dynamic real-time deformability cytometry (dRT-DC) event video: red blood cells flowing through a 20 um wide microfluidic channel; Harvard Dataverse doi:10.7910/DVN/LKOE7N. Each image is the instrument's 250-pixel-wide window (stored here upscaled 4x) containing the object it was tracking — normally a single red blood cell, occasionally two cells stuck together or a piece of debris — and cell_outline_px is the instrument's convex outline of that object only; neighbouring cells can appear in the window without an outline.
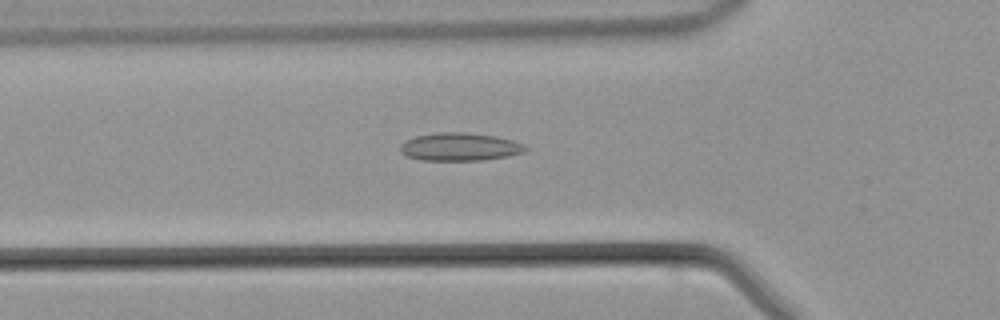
{"species": "common noctule bat (a hibernating species)", "species_latin": "Nyctalus noctula", "temperature_condition": "warm", "stored_images_in_passage": 44, "camera_frame_rate_fps": 3000, "um_per_image_px": 0.085, "animal": {"sex": "male", "body_mass_g": 21.5, "forearm_length_mm": 52.0}, "frame": {"image": 1, "passage_image": 14, "time_ms": 4.333, "image_size_px": [1000, 320], "cell_outline_px": [[528, 148], [524, 152], [508, 156], [484, 160], [420, 160], [408, 156], [400, 152], [400, 144], [404, 140], [416, 136], [440, 132], [464, 132], [496, 136], [512, 140], [524, 144]], "centroid_in_image_um": [39.08, 12.48], "position_along_channel_um": 86.7, "area_um2": 20.46}}
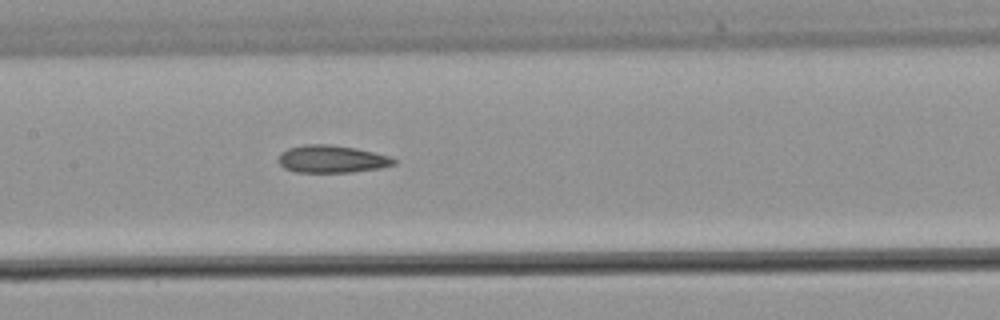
{"frame": {"image": 2, "passage_image": 20, "time_ms": 6.333, "image_size_px": [1000, 320], "cell_outline_px": [[396, 164], [380, 168], [352, 172], [296, 172], [284, 168], [276, 160], [280, 152], [288, 148], [304, 144], [328, 144], [356, 148], [388, 156], [396, 160]], "centroid_in_image_um": [28.15, 13.52], "position_along_channel_um": 179.2, "area_um2": 18.55}}
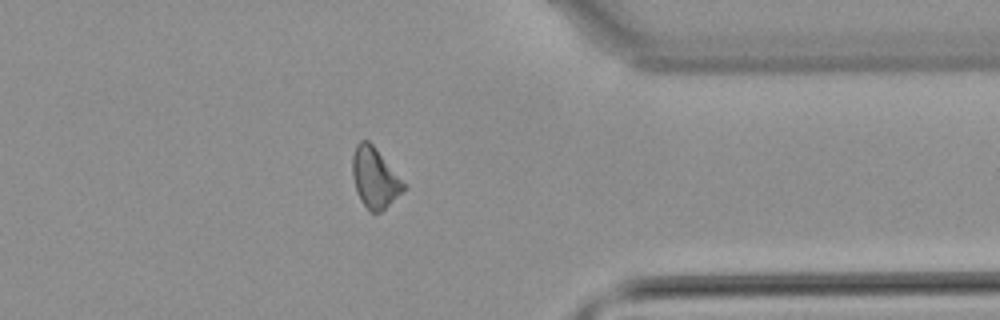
{"frame": {"image": 3, "passage_image": 34, "time_ms": 11.0, "image_size_px": [1000, 320], "cell_outline_px": [[404, 188], [380, 212], [372, 212], [360, 200], [356, 192], [352, 176], [352, 156], [356, 144], [360, 140], [368, 140], [376, 148], [404, 184]], "centroid_in_image_um": [31.78, 15.07], "position_along_channel_um": 379.6, "area_um2": 17.34}}